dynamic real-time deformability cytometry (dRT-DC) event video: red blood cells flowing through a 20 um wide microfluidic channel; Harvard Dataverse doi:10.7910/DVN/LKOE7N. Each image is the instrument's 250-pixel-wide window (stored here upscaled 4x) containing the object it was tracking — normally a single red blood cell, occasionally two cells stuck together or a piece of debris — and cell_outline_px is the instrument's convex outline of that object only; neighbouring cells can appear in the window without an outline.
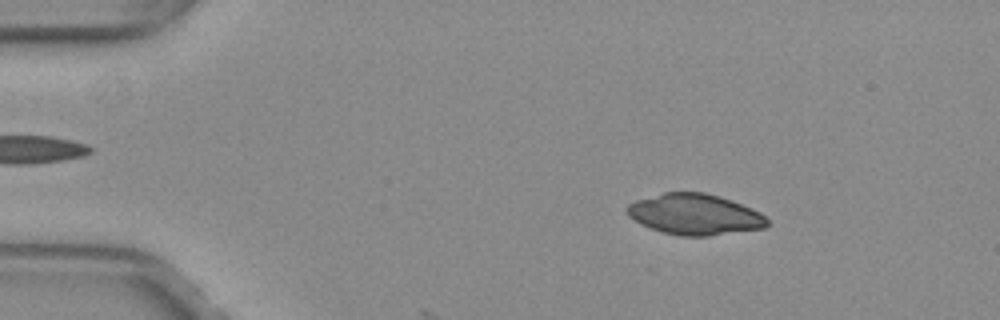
{"species": "common noctule bat (a hibernating species)", "species_latin": "Nyctalus noctula", "temperature_condition": "warm", "stored_images_in_passage": 11, "camera_frame_rate_fps": 3000, "um_per_image_px": 0.085, "animal": {"sex": "female", "body_mass_g": 29.2, "forearm_length_mm": 56.3}, "frame": {"image": 1, "passage_image": 8, "time_ms": 2.333, "image_size_px": [1000, 320], "cell_outline_px": [[768, 224], [764, 228], [708, 236], [680, 236], [660, 232], [648, 228], [640, 224], [628, 216], [624, 208], [628, 204], [636, 200], [664, 192], [704, 192], [720, 196], [752, 208], [760, 212], [768, 220]], "centroid_in_image_um": [59.01, 18.22], "position_along_channel_um": 26.0, "area_um2": 33.64}}